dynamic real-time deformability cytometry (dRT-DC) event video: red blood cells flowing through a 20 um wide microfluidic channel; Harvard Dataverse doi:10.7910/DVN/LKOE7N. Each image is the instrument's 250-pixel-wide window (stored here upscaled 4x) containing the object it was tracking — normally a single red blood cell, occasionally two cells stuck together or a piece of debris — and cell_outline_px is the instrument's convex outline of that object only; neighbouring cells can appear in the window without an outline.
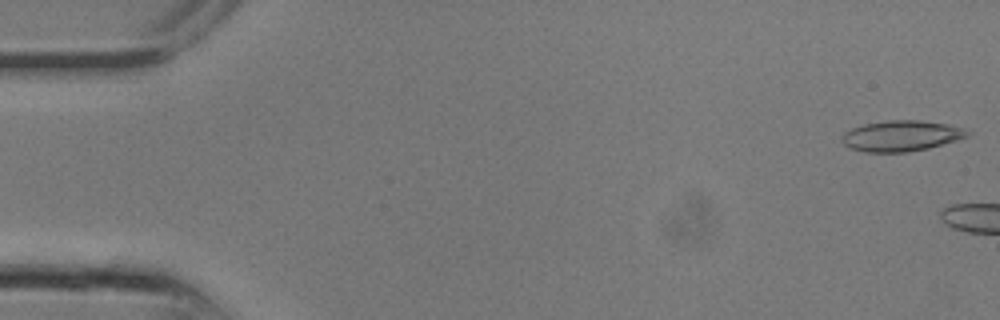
{"species": "common noctule bat (a hibernating species)", "species_latin": "Nyctalus noctula", "temperature_condition": "room temperature", "stored_images_in_passage": 3, "camera_frame_rate_fps": 3000, "um_per_image_px": 0.085, "animal": {"sex": "male", "body_mass_g": 13.3}, "frame": {"image": 1, "passage_image": 1, "time_ms": 0.0, "image_size_px": [1000, 320], "cell_outline_px": [[972, 132], [968, 136], [956, 140], [928, 148], [908, 152], [864, 152], [852, 148], [844, 144], [844, 132], [852, 128], [864, 124], [888, 120], [920, 120], [948, 124], [964, 128]], "centroid_in_image_um": [76.65, 11.54], "position_along_channel_um": 8.3, "area_um2": 22.31}}